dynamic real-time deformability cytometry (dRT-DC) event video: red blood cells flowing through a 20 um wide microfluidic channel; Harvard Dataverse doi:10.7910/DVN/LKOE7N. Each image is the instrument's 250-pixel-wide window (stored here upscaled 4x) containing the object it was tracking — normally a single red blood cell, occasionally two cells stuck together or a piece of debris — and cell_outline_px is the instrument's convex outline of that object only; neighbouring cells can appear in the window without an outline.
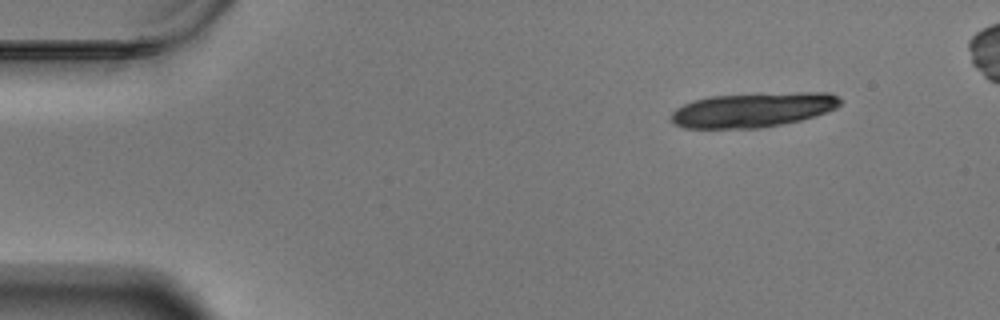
{"species": "Egyptian fruit bat (a non-hibernating species)", "species_latin": "Rousettus aegyptiacus", "temperature_condition": "warm", "stored_images_in_passage": 14, "camera_frame_rate_fps": 3000, "um_per_image_px": 0.085, "animal": {"sex": "male"}, "frame": {"image": 1, "passage_image": 1, "time_ms": 0.0, "image_size_px": [1000, 320], "cell_outline_px": [[840, 104], [836, 108], [828, 112], [800, 120], [760, 128], [684, 128], [672, 124], [672, 112], [676, 108], [692, 100], [708, 96], [796, 92], [828, 92], [836, 96], [840, 100]], "centroid_in_image_um": [63.98, 9.34], "position_along_channel_um": 21.0, "area_um2": 34.1}}